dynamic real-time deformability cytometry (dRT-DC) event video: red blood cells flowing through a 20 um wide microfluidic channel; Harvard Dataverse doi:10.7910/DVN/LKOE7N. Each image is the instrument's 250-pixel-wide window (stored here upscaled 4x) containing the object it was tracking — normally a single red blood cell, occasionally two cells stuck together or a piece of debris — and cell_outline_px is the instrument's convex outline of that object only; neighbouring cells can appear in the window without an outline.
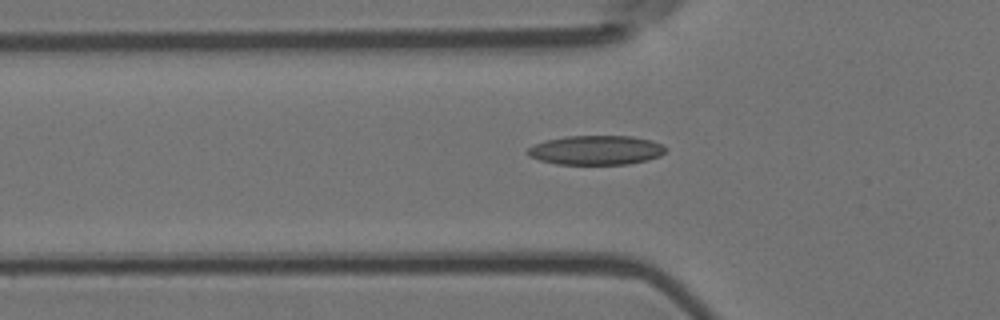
{"species": "Egyptian fruit bat (a non-hibernating species)", "species_latin": "Rousettus aegyptiacus", "temperature_condition": "room temperature", "stored_images_in_passage": 36, "camera_frame_rate_fps": 3000, "um_per_image_px": 0.085, "animal": {"sex": "female"}, "frame": {"image": 1, "passage_image": 2, "time_ms": 0.333, "image_size_px": [1000, 320], "cell_outline_px": [[668, 148], [660, 156], [648, 160], [628, 164], [556, 164], [540, 160], [528, 156], [524, 152], [528, 148], [544, 140], [568, 136], [632, 136], [652, 140]], "centroid_in_image_um": [50.66, 12.76], "position_along_channel_um": 75.1, "area_um2": 23.7}}
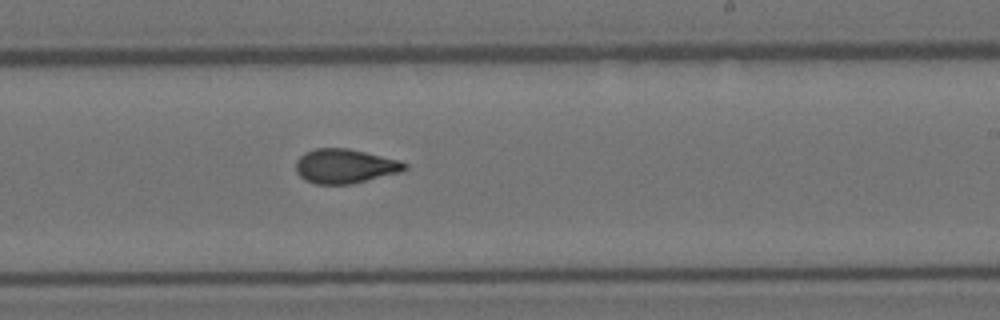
{"frame": {"image": 2, "passage_image": 17, "time_ms": 5.333, "image_size_px": [1000, 320], "cell_outline_px": [[408, 168], [400, 172], [352, 184], [316, 184], [304, 180], [296, 172], [296, 160], [304, 152], [316, 148], [348, 148], [400, 160], [408, 164]], "centroid_in_image_um": [29.31, 14.12], "position_along_channel_um": 259.7, "area_um2": 21.91}}
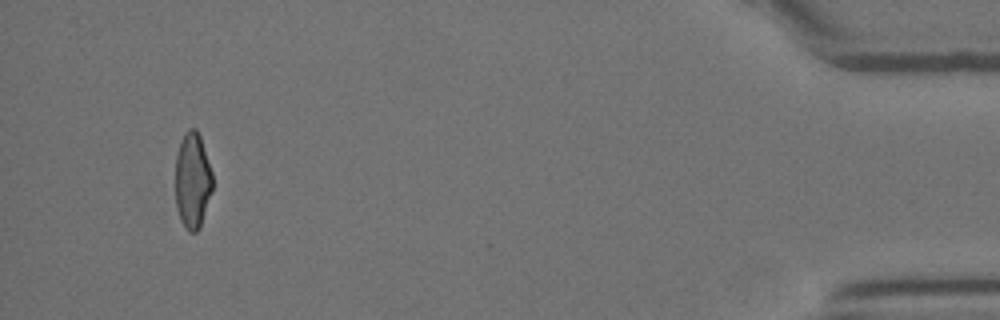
{"frame": {"image": 3, "passage_image": 36, "time_ms": 11.667, "image_size_px": [1000, 320], "cell_outline_px": [[212, 188], [200, 228], [196, 232], [188, 232], [180, 220], [176, 208], [176, 156], [180, 140], [184, 132], [188, 128], [196, 128], [200, 136], [212, 172]], "centroid_in_image_um": [16.35, 15.33], "position_along_channel_um": 418.9, "area_um2": 20.81}, "authors_computed_cell_mechanics": {"area_um2": 21.8484, "velocity_mm_per_s": 3.6674, "shape_relaxation_time_tau1_ms": 7.603, "shape_relaxation_time_tau2_ms": 1.8296, "deformation_change_tau1": 0.2196, "deformation_change_tau2": 0.0898}}